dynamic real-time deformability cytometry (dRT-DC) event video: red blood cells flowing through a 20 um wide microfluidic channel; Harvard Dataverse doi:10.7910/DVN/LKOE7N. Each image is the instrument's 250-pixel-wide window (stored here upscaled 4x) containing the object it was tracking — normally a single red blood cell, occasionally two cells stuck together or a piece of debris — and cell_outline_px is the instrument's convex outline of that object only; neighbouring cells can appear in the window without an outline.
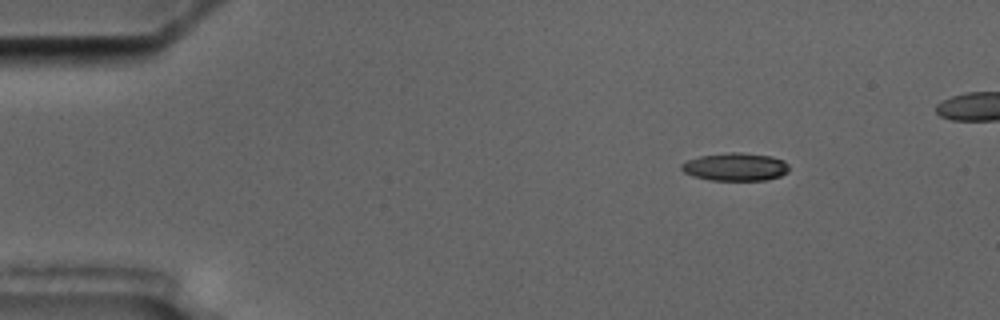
{"species": "common noctule bat (a hibernating species)", "species_latin": "Nyctalus noctula", "temperature_condition": "cold", "stored_images_in_passage": 6, "segment_of_instrument_passage": [2, 2], "camera_frame_rate_fps": 3000, "um_per_image_px": 0.085, "animal": {"sex": "male", "body_mass_g": 17.5, "forearm_length_mm": 52.3}, "frame": {"image": 1, "passage_image": 6, "time_ms": 6.667, "image_size_px": [1000, 320], "cell_outline_px": [[788, 172], [780, 176], [768, 180], [708, 180], [692, 176], [684, 172], [680, 168], [680, 164], [688, 160], [700, 156], [728, 152], [740, 152], [772, 156], [784, 160], [788, 164]], "centroid_in_image_um": [62.51, 14.18], "position_along_channel_um": 22.5, "area_um2": 17.69}}